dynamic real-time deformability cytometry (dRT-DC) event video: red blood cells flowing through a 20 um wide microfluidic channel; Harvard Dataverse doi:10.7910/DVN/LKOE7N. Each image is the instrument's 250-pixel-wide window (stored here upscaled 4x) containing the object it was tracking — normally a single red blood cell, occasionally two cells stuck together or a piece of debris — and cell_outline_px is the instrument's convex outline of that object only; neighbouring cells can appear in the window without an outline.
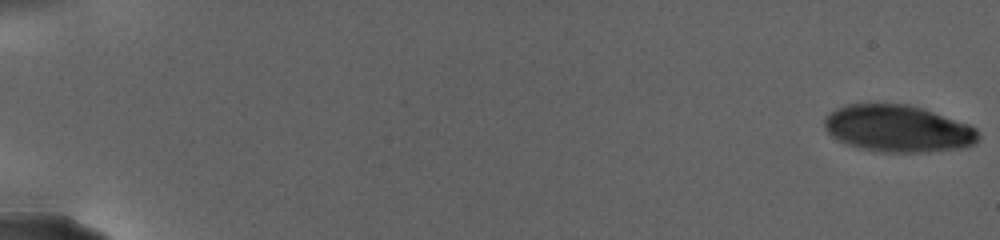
{"species": "human", "species_latin": "Homo sapiens", "temperature_condition": "warm", "stored_images_in_passage": 50, "camera_frame_rate_fps": 3000, "um_per_image_px": 0.085, "donor": {"sex": "female"}, "frame": {"image": 1, "passage_image": 1, "time_ms": 0.0, "image_size_px": [1000, 240], "cell_outline_px": [[980, 136], [976, 144], [964, 148], [928, 152], [888, 152], [864, 148], [848, 144], [832, 136], [828, 132], [824, 124], [824, 120], [836, 108], [848, 104], [908, 104], [968, 124], [976, 128]], "centroid_in_image_um": [76.38, 10.94], "position_along_channel_um": 8.6, "area_um2": 41.62}}
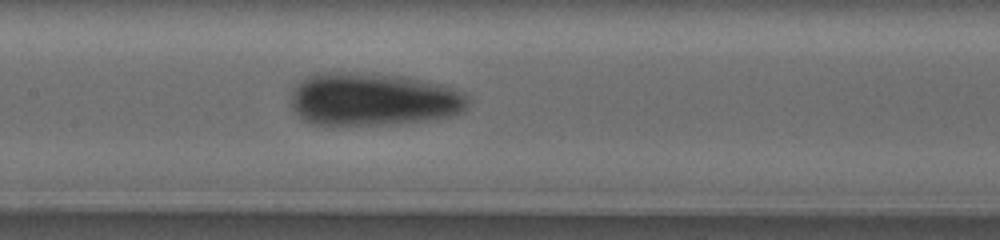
{"frame": {"image": 2, "passage_image": 22, "time_ms": 14.667, "image_size_px": [1000, 240], "cell_outline_px": [[468, 100], [464, 112], [452, 116], [428, 120], [400, 124], [332, 128], [324, 128], [312, 124], [304, 120], [292, 108], [292, 88], [304, 76], [316, 72], [356, 72], [408, 76], [444, 84], [464, 92], [468, 96]], "centroid_in_image_um": [31.68, 8.47], "position_along_channel_um": 175.7, "area_um2": 56.88}}
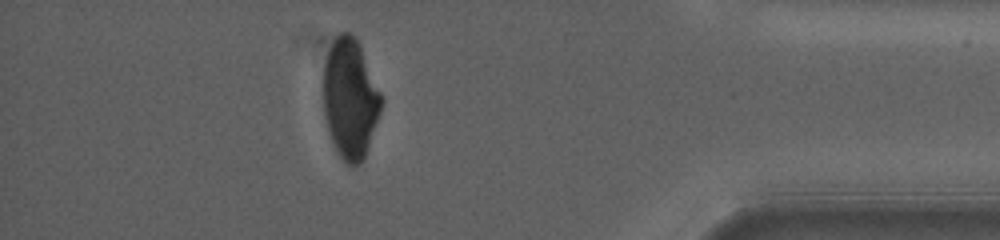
{"frame": {"image": 3, "passage_image": 43, "time_ms": 25.333, "image_size_px": [1000, 240], "cell_outline_px": [[384, 100], [380, 112], [364, 156], [360, 164], [348, 164], [336, 152], [324, 116], [324, 64], [328, 52], [336, 36], [340, 32], [352, 32], [360, 44]], "centroid_in_image_um": [29.77, 8.34], "position_along_channel_um": 405.4, "area_um2": 40.06}, "authors_computed_cell_mechanics": {"area_um2": 46.6735, "velocity_mm_per_s": 2.4726, "shape_relaxation_time_tau1_ms": 5.3606, "shape_relaxation_time_tau2_ms": 2.4553, "deformation_change_tau1": 0.1558, "deformation_change_tau2": 0.0665}}